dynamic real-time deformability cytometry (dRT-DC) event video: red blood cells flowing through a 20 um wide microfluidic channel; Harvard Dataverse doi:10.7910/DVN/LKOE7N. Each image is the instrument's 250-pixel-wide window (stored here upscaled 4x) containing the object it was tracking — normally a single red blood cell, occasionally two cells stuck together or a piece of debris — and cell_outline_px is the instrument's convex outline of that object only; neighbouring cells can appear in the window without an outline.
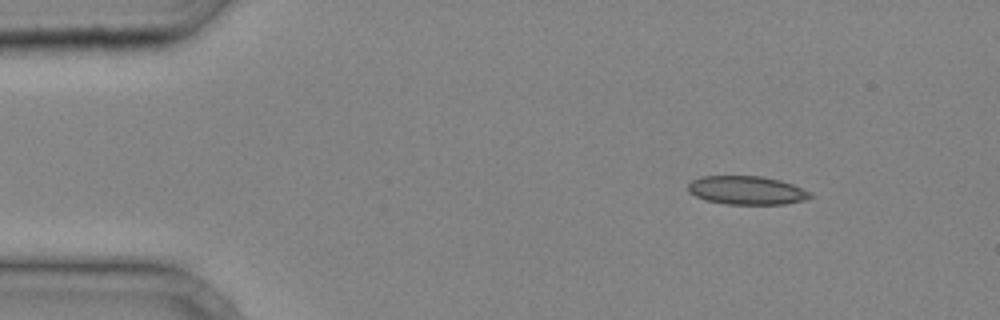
{"species": "common noctule bat (a hibernating species)", "species_latin": "Nyctalus noctula", "temperature_condition": "cold", "stored_images_in_passage": 34, "camera_frame_rate_fps": 3000, "um_per_image_px": 0.085, "animal": {"sex": "male", "body_mass_g": 20.4}, "frame": {"image": 1, "passage_image": 1, "time_ms": 0.0, "image_size_px": [1000, 320], "cell_outline_px": [[816, 196], [804, 200], [784, 204], [728, 204], [704, 200], [688, 192], [688, 184], [692, 180], [700, 176], [760, 176], [780, 180], [792, 184], [812, 192]], "centroid_in_image_um": [63.49, 16.18], "position_along_channel_um": 21.5, "area_um2": 20.46}}
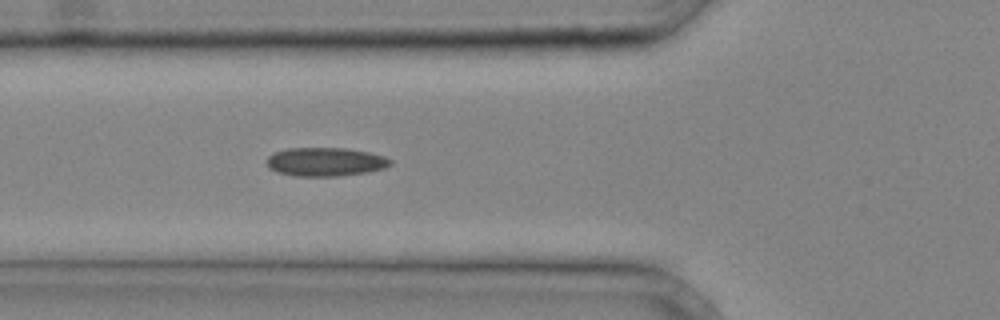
{"frame": {"image": 2, "passage_image": 10, "time_ms": 3.0, "image_size_px": [1000, 320], "cell_outline_px": [[392, 164], [384, 168], [364, 172], [336, 176], [296, 176], [280, 172], [268, 168], [268, 156], [272, 152], [288, 148], [344, 148], [368, 152], [384, 156], [392, 160]], "centroid_in_image_um": [27.65, 13.74], "position_along_channel_um": 98.2, "area_um2": 20.46}}
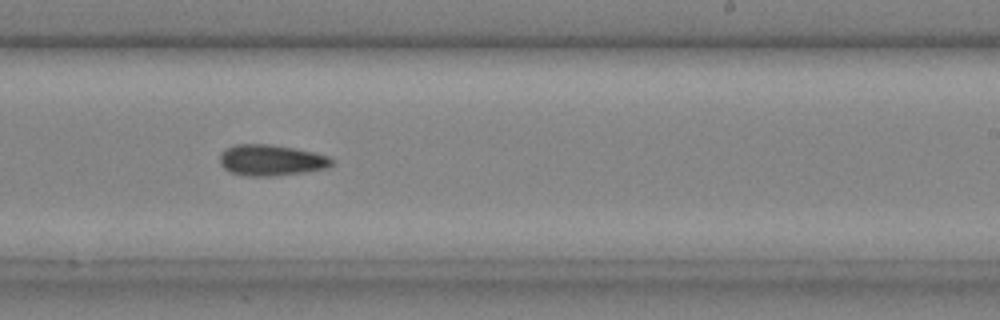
{"frame": {"image": 3, "passage_image": 20, "time_ms": 6.333, "image_size_px": [1000, 320], "cell_outline_px": [[336, 160], [328, 168], [304, 172], [268, 176], [252, 176], [232, 172], [224, 168], [220, 164], [220, 152], [232, 144], [272, 144], [312, 152], [328, 156]], "centroid_in_image_um": [23.04, 13.6], "position_along_channel_um": 266.0, "area_um2": 20.17}}